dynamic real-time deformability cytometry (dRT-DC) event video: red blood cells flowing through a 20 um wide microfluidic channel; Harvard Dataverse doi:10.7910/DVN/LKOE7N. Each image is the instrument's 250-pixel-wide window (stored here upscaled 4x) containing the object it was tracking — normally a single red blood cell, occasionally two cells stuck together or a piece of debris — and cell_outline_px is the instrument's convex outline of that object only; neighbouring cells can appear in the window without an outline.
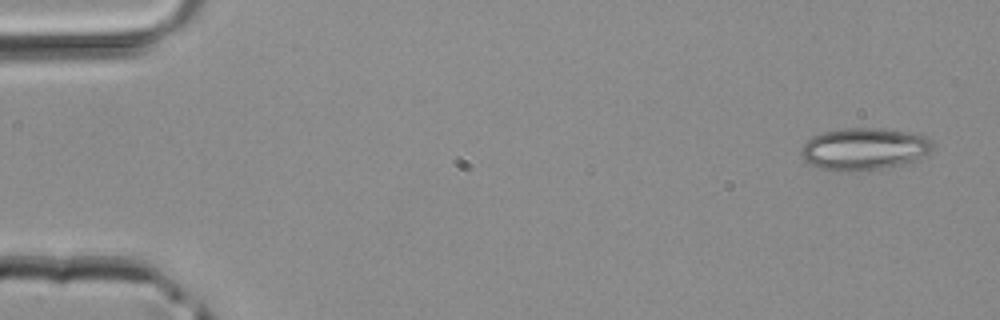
{"species": "common noctule bat (a hibernating species)", "species_latin": "Nyctalus noctula", "temperature_condition": "room temperature", "stored_images_in_passage": 43, "camera_frame_rate_fps": 3000, "um_per_image_px": 0.085, "animal": {"sex": "male", "body_mass_g": 20.4}, "frame": {"image": 1, "passage_image": 1, "time_ms": 0.0, "image_size_px": [1000, 320], "cell_outline_px": [[932, 148], [924, 156], [900, 164], [880, 168], [840, 172], [816, 168], [804, 160], [800, 152], [800, 148], [812, 136], [824, 132], [840, 128], [876, 128], [928, 136], [932, 144]], "centroid_in_image_um": [73.37, 12.66], "position_along_channel_um": 11.6, "area_um2": 31.96}}
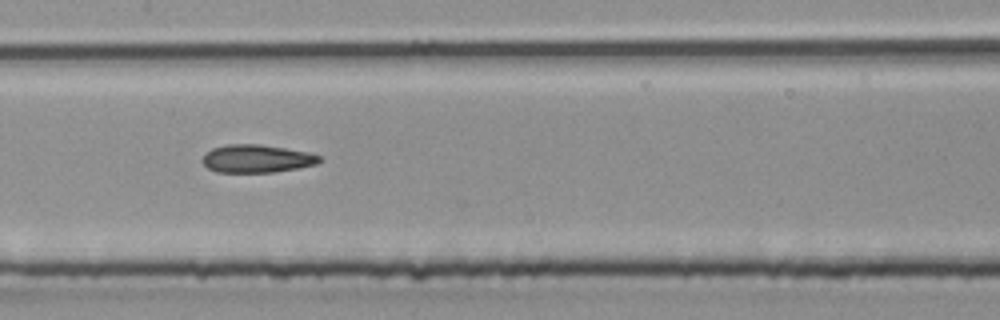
{"frame": {"image": 2, "passage_image": 21, "time_ms": 6.667, "image_size_px": [1000, 320], "cell_outline_px": [[324, 160], [320, 164], [300, 168], [276, 172], [216, 172], [208, 168], [200, 160], [212, 148], [228, 144], [260, 144], [308, 152], [320, 156]], "centroid_in_image_um": [21.88, 13.49], "position_along_channel_um": 185.5, "area_um2": 19.25}}
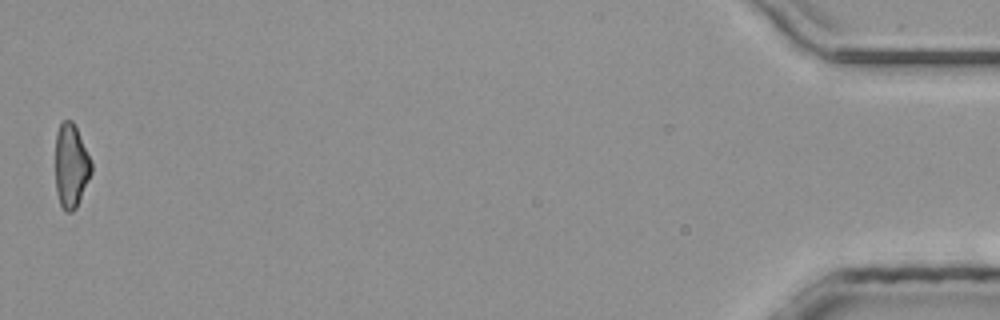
{"frame": {"image": 3, "passage_image": 43, "time_ms": 14.0, "image_size_px": [1000, 320], "cell_outline_px": [[92, 172], [80, 200], [76, 208], [72, 212], [64, 212], [60, 204], [56, 192], [56, 132], [60, 124], [64, 120], [72, 120], [92, 160]], "centroid_in_image_um": [6.05, 14.12], "position_along_channel_um": 429.2, "area_um2": 17.69}}